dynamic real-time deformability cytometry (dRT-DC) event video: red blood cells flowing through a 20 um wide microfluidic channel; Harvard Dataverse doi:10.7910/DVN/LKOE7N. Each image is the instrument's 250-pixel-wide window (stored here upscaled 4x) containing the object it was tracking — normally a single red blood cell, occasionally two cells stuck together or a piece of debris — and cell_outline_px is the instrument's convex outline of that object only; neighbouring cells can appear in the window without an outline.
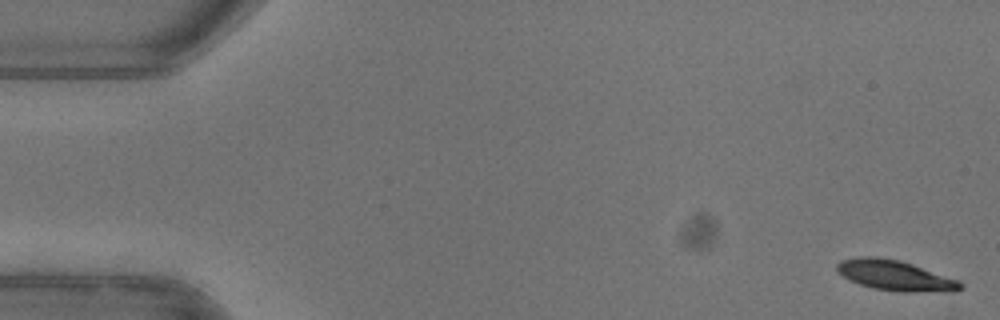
{"species": "common noctule bat (a hibernating species)", "species_latin": "Nyctalus noctula", "temperature_condition": "warm", "stored_images_in_passage": 53, "camera_frame_rate_fps": 3000, "um_per_image_px": 0.085, "animal": {"sex": "female"}, "frame": {"image": 1, "passage_image": 1, "time_ms": 0.0, "image_size_px": [1000, 320], "cell_outline_px": [[964, 288], [956, 292], [904, 292], [872, 288], [848, 280], [836, 268], [836, 264], [840, 260], [856, 256], [876, 256], [900, 260], [960, 280], [964, 284]], "centroid_in_image_um": [76.14, 23.42], "position_along_channel_um": 8.9, "area_um2": 22.2}}
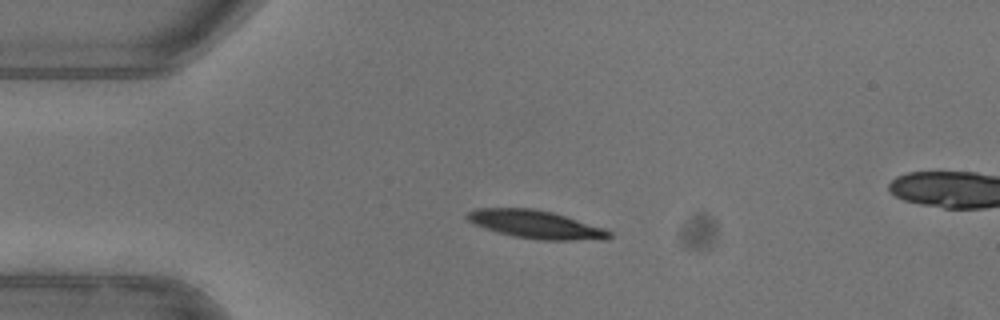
{"frame": {"image": 2, "passage_image": 12, "time_ms": 3.667, "image_size_px": [1000, 320], "cell_outline_px": [[612, 236], [604, 240], [540, 240], [512, 236], [496, 232], [472, 224], [464, 216], [468, 212], [476, 208], [536, 208], [552, 212], [604, 228], [612, 232]], "centroid_in_image_um": [45.52, 19.08], "position_along_channel_um": 39.5, "area_um2": 23.47}}
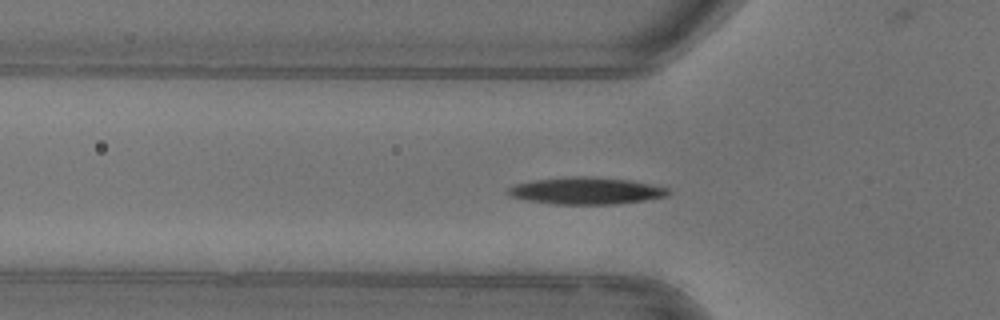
{"frame": {"image": 3, "passage_image": 17, "time_ms": 5.333, "image_size_px": [1000, 320], "cell_outline_px": [[672, 192], [668, 196], [644, 200], [616, 204], [552, 204], [528, 200], [512, 196], [508, 192], [508, 188], [516, 184], [536, 180], [568, 176], [592, 176], [632, 180], [668, 188]], "centroid_in_image_um": [49.88, 16.21], "position_along_channel_um": 75.9, "area_um2": 25.14}, "authors_computed_cell_mechanics": {"area_um2": 23.5246, "velocity_mm_per_s": 3.9603, "shape_relaxation_time_tau1_ms": 3.9338, "shape_relaxation_time_tau2_ms": null, "deformation_change_tau1": 0.1622, "deformation_change_tau2": null}}